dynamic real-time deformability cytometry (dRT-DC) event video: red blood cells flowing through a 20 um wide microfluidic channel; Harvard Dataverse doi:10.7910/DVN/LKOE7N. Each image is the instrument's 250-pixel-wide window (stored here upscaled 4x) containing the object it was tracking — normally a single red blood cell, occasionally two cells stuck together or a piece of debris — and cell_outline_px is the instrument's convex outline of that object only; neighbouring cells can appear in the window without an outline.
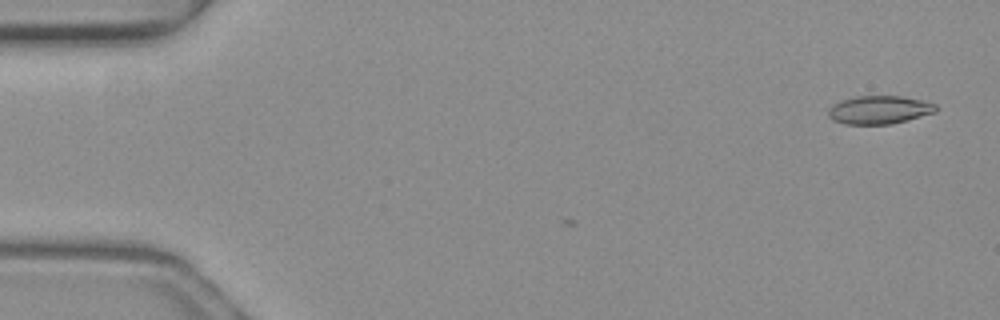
{"species": "common noctule bat (a hibernating species)", "species_latin": "Nyctalus noctula", "temperature_condition": "warm", "stored_images_in_passage": 3, "camera_frame_rate_fps": 3000, "um_per_image_px": 0.085, "animal": {"sex": "female", "body_mass_g": 19.3, "forearm_length_mm": 54.1}, "frame": {"image": 1, "passage_image": 3, "time_ms": 0.667, "image_size_px": [1000, 320], "cell_outline_px": [[936, 112], [908, 120], [892, 124], [844, 124], [832, 120], [828, 116], [828, 108], [832, 104], [856, 96], [900, 96], [920, 100], [936, 104]], "centroid_in_image_um": [74.71, 9.35], "position_along_channel_um": 10.3, "area_um2": 17.69}}